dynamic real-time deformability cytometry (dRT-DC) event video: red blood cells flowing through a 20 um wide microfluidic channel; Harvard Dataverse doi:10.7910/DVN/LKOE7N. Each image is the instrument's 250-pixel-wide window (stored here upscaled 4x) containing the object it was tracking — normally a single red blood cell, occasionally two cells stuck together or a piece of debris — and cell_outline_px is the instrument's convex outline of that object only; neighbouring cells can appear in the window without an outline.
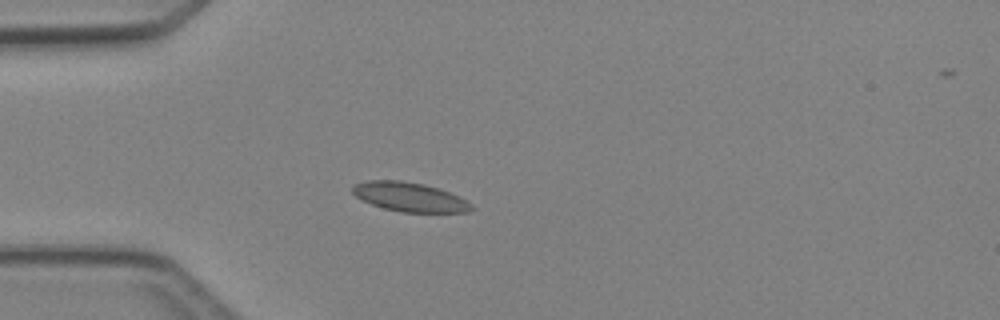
{"species": "Egyptian fruit bat (a non-hibernating species)", "species_latin": "Rousettus aegyptiacus", "temperature_condition": "cold", "stored_images_in_passage": 2, "camera_frame_rate_fps": 3000, "um_per_image_px": 0.085, "animal": {"sex": "female"}, "frame": {"image": 1, "passage_image": 1, "time_ms": 0.0, "image_size_px": [1000, 320], "cell_outline_px": [[476, 208], [468, 212], [400, 212], [384, 208], [372, 204], [356, 196], [352, 192], [352, 188], [356, 184], [368, 180], [400, 180], [424, 184], [440, 188], [460, 196], [472, 204]], "centroid_in_image_um": [34.88, 16.74], "position_along_channel_um": 50.1, "area_um2": 20.29}}